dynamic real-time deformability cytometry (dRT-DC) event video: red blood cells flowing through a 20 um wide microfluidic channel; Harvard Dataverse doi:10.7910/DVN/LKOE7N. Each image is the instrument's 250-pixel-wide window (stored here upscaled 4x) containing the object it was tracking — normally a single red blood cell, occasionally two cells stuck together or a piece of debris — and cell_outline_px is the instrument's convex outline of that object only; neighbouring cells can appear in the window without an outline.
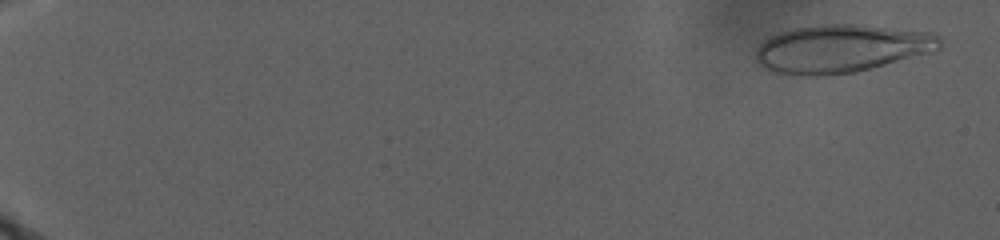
{"species": "human", "species_latin": "Homo sapiens", "temperature_condition": "warm", "stored_images_in_passage": 83, "camera_frame_rate_fps": 3000, "um_per_image_px": 0.085, "donor": {"sex": "male"}, "frame": {"image": 1, "passage_image": 5, "time_ms": 1.333, "image_size_px": [1000, 240], "cell_outline_px": [[940, 48], [856, 72], [824, 76], [804, 76], [776, 72], [764, 68], [756, 60], [756, 48], [764, 40], [780, 32], [792, 28], [820, 24], [856, 24], [932, 32], [940, 36]], "centroid_in_image_um": [71.45, 4.12], "position_along_channel_um": 13.5, "area_um2": 51.1}}
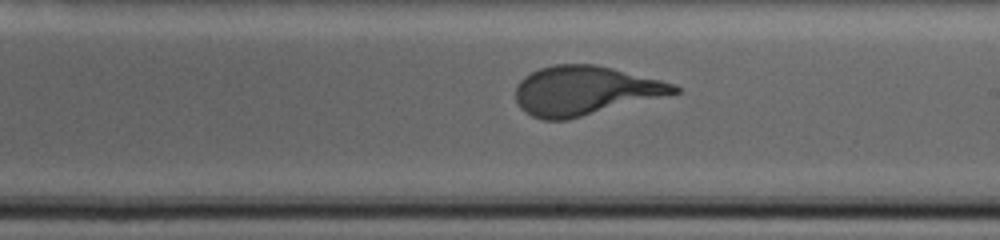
{"frame": {"image": 2, "passage_image": 61, "time_ms": 22.667, "image_size_px": [1000, 240], "cell_outline_px": [[680, 92], [568, 120], [540, 120], [524, 112], [520, 108], [516, 100], [516, 84], [524, 76], [540, 68], [552, 64], [596, 64], [660, 80], [672, 84], [680, 88]], "centroid_in_image_um": [49.65, 7.71], "position_along_channel_um": 239.3, "area_um2": 45.26}}
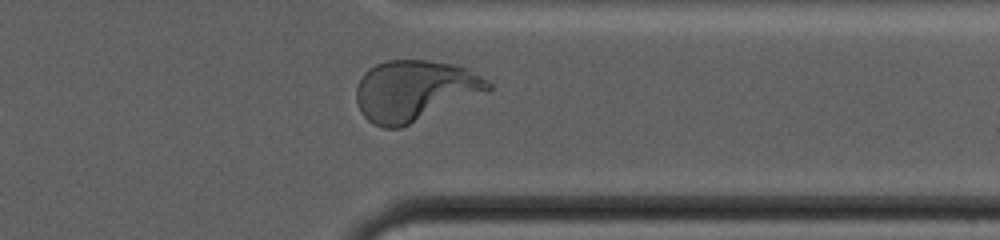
{"frame": {"image": 3, "passage_image": 79, "time_ms": 29.333, "image_size_px": [1000, 240], "cell_outline_px": [[492, 88], [488, 92], [400, 128], [384, 128], [372, 124], [360, 112], [356, 100], [356, 88], [364, 72], [368, 68], [376, 64], [388, 60], [428, 60], [456, 64], [468, 68], [488, 80], [492, 84]], "centroid_in_image_um": [35.26, 7.69], "position_along_channel_um": 376.1, "area_um2": 47.05}}